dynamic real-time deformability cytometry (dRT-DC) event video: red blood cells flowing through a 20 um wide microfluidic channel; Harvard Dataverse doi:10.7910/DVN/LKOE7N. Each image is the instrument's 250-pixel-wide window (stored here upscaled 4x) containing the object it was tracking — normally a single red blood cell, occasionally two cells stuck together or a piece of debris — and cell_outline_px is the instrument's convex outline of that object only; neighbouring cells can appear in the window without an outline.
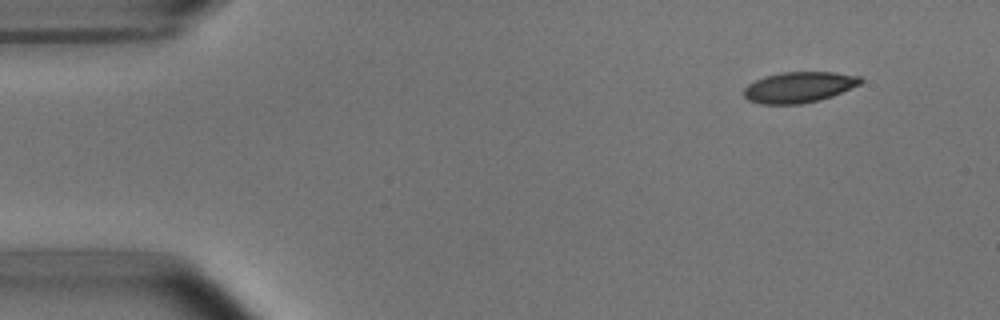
{"species": "common noctule bat (a hibernating species)", "species_latin": "Nyctalus noctula", "temperature_condition": "room temperature", "stored_images_in_passage": 5, "segment_of_instrument_passage": [1, 2], "camera_frame_rate_fps": 3000, "um_per_image_px": 0.085, "animal": {"sex": "male", "body_mass_g": 15.6}, "frame": {"image": 1, "passage_image": 1, "time_ms": 0.0, "image_size_px": [1000, 320], "cell_outline_px": [[864, 80], [860, 84], [832, 96], [820, 100], [800, 104], [760, 104], [748, 100], [744, 96], [744, 88], [748, 84], [756, 80], [768, 76], [784, 72], [832, 72], [860, 76]], "centroid_in_image_um": [67.92, 7.42], "position_along_channel_um": 17.1, "area_um2": 20.81}}